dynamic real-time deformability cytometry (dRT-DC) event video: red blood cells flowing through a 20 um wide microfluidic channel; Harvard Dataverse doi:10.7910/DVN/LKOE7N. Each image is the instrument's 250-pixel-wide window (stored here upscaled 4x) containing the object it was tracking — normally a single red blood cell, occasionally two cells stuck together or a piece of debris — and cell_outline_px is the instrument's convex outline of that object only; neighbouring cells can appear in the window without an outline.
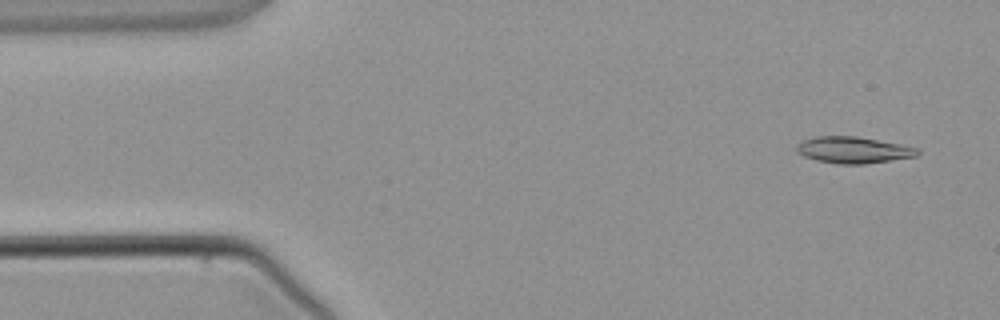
{"species": "common noctule bat (a hibernating species)", "species_latin": "Nyctalus noctula", "temperature_condition": "warm", "stored_images_in_passage": 4, "camera_frame_rate_fps": 3000, "um_per_image_px": 0.085, "animal": {"sex": "male", "body_mass_g": 21.5, "forearm_length_mm": 52.0}, "frame": {"image": 1, "passage_image": 1, "time_ms": 0.0, "image_size_px": [1000, 320], "cell_outline_px": [[920, 152], [916, 156], [864, 164], [836, 164], [816, 160], [804, 156], [796, 152], [796, 144], [804, 140], [816, 136], [856, 136], [900, 144], [920, 148]], "centroid_in_image_um": [72.51, 12.75], "position_along_channel_um": 12.5, "area_um2": 18.67}}